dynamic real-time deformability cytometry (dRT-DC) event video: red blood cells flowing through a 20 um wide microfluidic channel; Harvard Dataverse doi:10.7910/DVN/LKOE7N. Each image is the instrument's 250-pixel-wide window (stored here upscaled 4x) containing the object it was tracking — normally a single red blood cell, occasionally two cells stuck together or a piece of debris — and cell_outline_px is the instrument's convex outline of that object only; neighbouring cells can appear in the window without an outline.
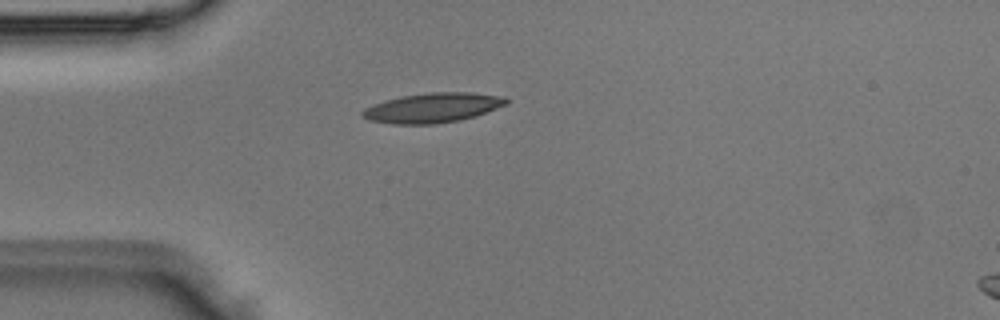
{"species": "Egyptian fruit bat (a non-hibernating species)", "species_latin": "Rousettus aegyptiacus", "temperature_condition": "room temperature", "stored_images_in_passage": 1, "camera_frame_rate_fps": 3000, "um_per_image_px": 0.085, "animal": {"sex": "male"}, "frame": {"image": 1, "passage_image": 1, "time_ms": 0.0, "image_size_px": [1000, 320], "cell_outline_px": [[508, 104], [476, 116], [460, 120], [432, 124], [396, 124], [368, 120], [360, 116], [360, 112], [364, 108], [400, 96], [428, 92], [472, 92], [504, 96], [508, 100]], "centroid_in_image_um": [36.8, 9.15], "position_along_channel_um": 48.2, "area_um2": 24.97}}